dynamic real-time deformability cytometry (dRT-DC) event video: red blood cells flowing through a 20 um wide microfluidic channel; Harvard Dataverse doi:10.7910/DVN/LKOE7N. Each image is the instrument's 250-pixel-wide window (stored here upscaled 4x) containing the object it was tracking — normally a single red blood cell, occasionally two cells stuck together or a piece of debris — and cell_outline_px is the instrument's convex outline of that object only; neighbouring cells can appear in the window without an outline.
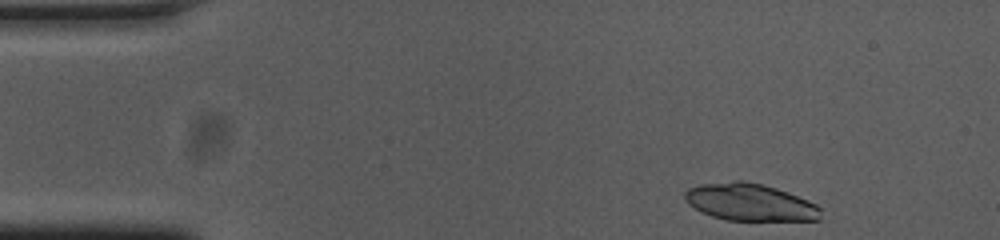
{"species": "common noctule bat (a hibernating species)", "species_latin": "Nyctalus noctula", "temperature_condition": "cold", "stored_images_in_passage": 48, "camera_frame_rate_fps": 3000, "um_per_image_px": 0.085, "animal": {"sex": "female", "body_mass_g": 23.0, "forearm_length_mm": 53.4}, "frame": {"image": 1, "passage_image": 1, "time_ms": 0.0, "image_size_px": [1000, 240], "cell_outline_px": [[820, 220], [728, 220], [712, 216], [688, 204], [684, 200], [684, 192], [688, 188], [700, 184], [732, 180], [740, 180], [760, 184], [776, 188], [788, 192], [808, 200], [816, 204], [820, 208]], "centroid_in_image_um": [63.73, 17.18], "position_along_channel_um": 21.3, "area_um2": 29.36}}